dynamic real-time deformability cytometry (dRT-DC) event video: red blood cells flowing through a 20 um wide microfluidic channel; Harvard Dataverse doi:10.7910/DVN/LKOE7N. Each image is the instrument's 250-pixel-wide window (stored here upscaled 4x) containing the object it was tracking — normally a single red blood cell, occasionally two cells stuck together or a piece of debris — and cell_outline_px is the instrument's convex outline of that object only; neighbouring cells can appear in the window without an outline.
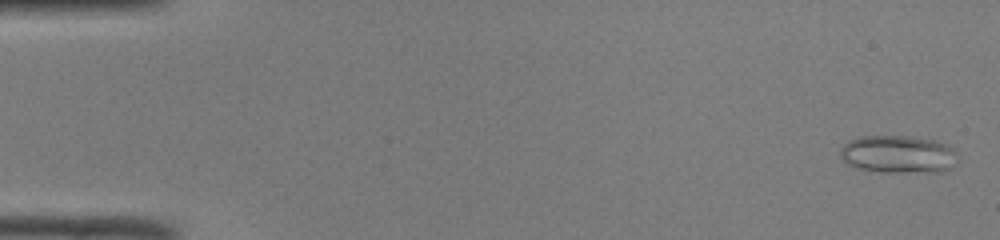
{"species": "common noctule bat (a hibernating species)", "species_latin": "Nyctalus noctula", "temperature_condition": "room temperature", "stored_images_in_passage": 50, "camera_frame_rate_fps": 3000, "um_per_image_px": 0.085, "animal": {"sex": "male", "body_mass_g": 19.0, "forearm_length_mm": 50.8}, "frame": {"image": 1, "passage_image": 2, "time_ms": 0.333, "image_size_px": [1000, 240], "cell_outline_px": [[956, 152], [948, 168], [940, 172], [884, 172], [856, 168], [848, 164], [840, 156], [840, 148], [848, 140], [860, 136], [908, 136], [932, 140], [948, 144]], "centroid_in_image_um": [76.26, 13.1], "position_along_channel_um": 8.7, "area_um2": 25.55}}
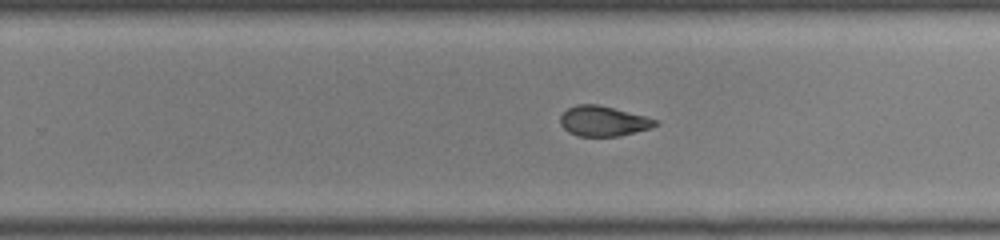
{"frame": {"image": 2, "passage_image": 32, "time_ms": 10.333, "image_size_px": [1000, 240], "cell_outline_px": [[660, 124], [648, 128], [620, 136], [576, 136], [568, 132], [560, 124], [560, 116], [568, 108], [576, 104], [596, 104], [644, 116], [656, 120]], "centroid_in_image_um": [51.23, 10.3], "position_along_channel_um": 278.6, "area_um2": 16.47}}
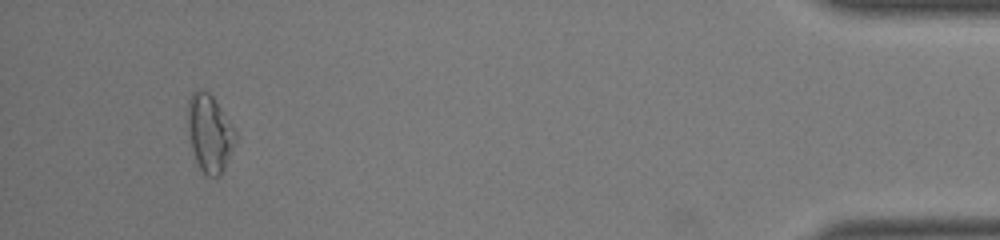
{"frame": {"image": 3, "passage_image": 47, "time_ms": 15.333, "image_size_px": [1000, 240], "cell_outline_px": [[236, 136], [224, 168], [220, 176], [208, 176], [196, 164], [192, 148], [188, 128], [188, 100], [192, 92], [196, 88], [200, 88], [208, 92], [212, 96], [236, 128]], "centroid_in_image_um": [17.81, 11.28], "position_along_channel_um": 417.4, "area_um2": 21.39}, "authors_computed_cell_mechanics": {"area_um2": 18.5538, "velocity_mm_per_s": 4.1357, "shape_relaxation_time_tau1_ms": null, "shape_relaxation_time_tau2_ms": 2.2838, "deformation_change_tau1": null, "deformation_change_tau2": 0.0742}}